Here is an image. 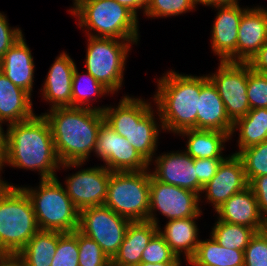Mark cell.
I'll return each instance as SVG.
<instances>
[{"instance_id": "obj_28", "label": "cell", "mask_w": 267, "mask_h": 266, "mask_svg": "<svg viewBox=\"0 0 267 266\" xmlns=\"http://www.w3.org/2000/svg\"><path fill=\"white\" fill-rule=\"evenodd\" d=\"M57 244V231L39 230L15 257L21 266H51Z\"/></svg>"}, {"instance_id": "obj_29", "label": "cell", "mask_w": 267, "mask_h": 266, "mask_svg": "<svg viewBox=\"0 0 267 266\" xmlns=\"http://www.w3.org/2000/svg\"><path fill=\"white\" fill-rule=\"evenodd\" d=\"M238 129V154L241 150L267 140V108L250 109L246 116L233 124L231 137Z\"/></svg>"}, {"instance_id": "obj_10", "label": "cell", "mask_w": 267, "mask_h": 266, "mask_svg": "<svg viewBox=\"0 0 267 266\" xmlns=\"http://www.w3.org/2000/svg\"><path fill=\"white\" fill-rule=\"evenodd\" d=\"M130 220L105 205L80 211L78 230L93 239L112 260L123 242Z\"/></svg>"}, {"instance_id": "obj_7", "label": "cell", "mask_w": 267, "mask_h": 266, "mask_svg": "<svg viewBox=\"0 0 267 266\" xmlns=\"http://www.w3.org/2000/svg\"><path fill=\"white\" fill-rule=\"evenodd\" d=\"M21 188L32 202L40 230L68 233L78 229L80 211L57 177L42 179L35 188Z\"/></svg>"}, {"instance_id": "obj_38", "label": "cell", "mask_w": 267, "mask_h": 266, "mask_svg": "<svg viewBox=\"0 0 267 266\" xmlns=\"http://www.w3.org/2000/svg\"><path fill=\"white\" fill-rule=\"evenodd\" d=\"M244 266H267V237L260 231L244 250Z\"/></svg>"}, {"instance_id": "obj_31", "label": "cell", "mask_w": 267, "mask_h": 266, "mask_svg": "<svg viewBox=\"0 0 267 266\" xmlns=\"http://www.w3.org/2000/svg\"><path fill=\"white\" fill-rule=\"evenodd\" d=\"M255 233L256 231L253 228L217 219L210 236L225 248L244 251Z\"/></svg>"}, {"instance_id": "obj_22", "label": "cell", "mask_w": 267, "mask_h": 266, "mask_svg": "<svg viewBox=\"0 0 267 266\" xmlns=\"http://www.w3.org/2000/svg\"><path fill=\"white\" fill-rule=\"evenodd\" d=\"M266 42L267 12L247 7L238 29L237 62H248Z\"/></svg>"}, {"instance_id": "obj_12", "label": "cell", "mask_w": 267, "mask_h": 266, "mask_svg": "<svg viewBox=\"0 0 267 266\" xmlns=\"http://www.w3.org/2000/svg\"><path fill=\"white\" fill-rule=\"evenodd\" d=\"M216 71L207 76L215 85L226 114L234 124L250 111L247 97L248 63L220 61Z\"/></svg>"}, {"instance_id": "obj_42", "label": "cell", "mask_w": 267, "mask_h": 266, "mask_svg": "<svg viewBox=\"0 0 267 266\" xmlns=\"http://www.w3.org/2000/svg\"><path fill=\"white\" fill-rule=\"evenodd\" d=\"M258 73L267 74V42L247 62Z\"/></svg>"}, {"instance_id": "obj_5", "label": "cell", "mask_w": 267, "mask_h": 266, "mask_svg": "<svg viewBox=\"0 0 267 266\" xmlns=\"http://www.w3.org/2000/svg\"><path fill=\"white\" fill-rule=\"evenodd\" d=\"M39 230L26 192L0 178V256L15 257Z\"/></svg>"}, {"instance_id": "obj_45", "label": "cell", "mask_w": 267, "mask_h": 266, "mask_svg": "<svg viewBox=\"0 0 267 266\" xmlns=\"http://www.w3.org/2000/svg\"><path fill=\"white\" fill-rule=\"evenodd\" d=\"M196 4H203L211 7H223L239 5L238 0H196Z\"/></svg>"}, {"instance_id": "obj_39", "label": "cell", "mask_w": 267, "mask_h": 266, "mask_svg": "<svg viewBox=\"0 0 267 266\" xmlns=\"http://www.w3.org/2000/svg\"><path fill=\"white\" fill-rule=\"evenodd\" d=\"M23 35L20 28H11L4 12H0V59Z\"/></svg>"}, {"instance_id": "obj_36", "label": "cell", "mask_w": 267, "mask_h": 266, "mask_svg": "<svg viewBox=\"0 0 267 266\" xmlns=\"http://www.w3.org/2000/svg\"><path fill=\"white\" fill-rule=\"evenodd\" d=\"M164 238L157 232L142 253L143 263L181 262Z\"/></svg>"}, {"instance_id": "obj_37", "label": "cell", "mask_w": 267, "mask_h": 266, "mask_svg": "<svg viewBox=\"0 0 267 266\" xmlns=\"http://www.w3.org/2000/svg\"><path fill=\"white\" fill-rule=\"evenodd\" d=\"M247 97L250 109L267 108V74L254 71L249 65Z\"/></svg>"}, {"instance_id": "obj_23", "label": "cell", "mask_w": 267, "mask_h": 266, "mask_svg": "<svg viewBox=\"0 0 267 266\" xmlns=\"http://www.w3.org/2000/svg\"><path fill=\"white\" fill-rule=\"evenodd\" d=\"M158 227L150 221L130 222L118 253L111 260V266H137L142 253Z\"/></svg>"}, {"instance_id": "obj_20", "label": "cell", "mask_w": 267, "mask_h": 266, "mask_svg": "<svg viewBox=\"0 0 267 266\" xmlns=\"http://www.w3.org/2000/svg\"><path fill=\"white\" fill-rule=\"evenodd\" d=\"M23 35L0 59V71L17 87L33 92L35 64Z\"/></svg>"}, {"instance_id": "obj_19", "label": "cell", "mask_w": 267, "mask_h": 266, "mask_svg": "<svg viewBox=\"0 0 267 266\" xmlns=\"http://www.w3.org/2000/svg\"><path fill=\"white\" fill-rule=\"evenodd\" d=\"M198 99L197 129L222 131L231 137L233 123L226 114L224 103L208 76H202Z\"/></svg>"}, {"instance_id": "obj_11", "label": "cell", "mask_w": 267, "mask_h": 266, "mask_svg": "<svg viewBox=\"0 0 267 266\" xmlns=\"http://www.w3.org/2000/svg\"><path fill=\"white\" fill-rule=\"evenodd\" d=\"M201 197L190 190L165 184L156 180L150 173V200L148 221L159 227L157 219L158 211L161 215L173 219L202 216V209L199 205Z\"/></svg>"}, {"instance_id": "obj_26", "label": "cell", "mask_w": 267, "mask_h": 266, "mask_svg": "<svg viewBox=\"0 0 267 266\" xmlns=\"http://www.w3.org/2000/svg\"><path fill=\"white\" fill-rule=\"evenodd\" d=\"M178 135L187 136L186 151L193 159H224L222 150L225 143L232 140L230 136L222 131L185 129Z\"/></svg>"}, {"instance_id": "obj_48", "label": "cell", "mask_w": 267, "mask_h": 266, "mask_svg": "<svg viewBox=\"0 0 267 266\" xmlns=\"http://www.w3.org/2000/svg\"><path fill=\"white\" fill-rule=\"evenodd\" d=\"M265 236L267 237V218L264 219V224L262 226V230H261Z\"/></svg>"}, {"instance_id": "obj_8", "label": "cell", "mask_w": 267, "mask_h": 266, "mask_svg": "<svg viewBox=\"0 0 267 266\" xmlns=\"http://www.w3.org/2000/svg\"><path fill=\"white\" fill-rule=\"evenodd\" d=\"M111 172L105 206L134 221H148L150 171Z\"/></svg>"}, {"instance_id": "obj_14", "label": "cell", "mask_w": 267, "mask_h": 266, "mask_svg": "<svg viewBox=\"0 0 267 266\" xmlns=\"http://www.w3.org/2000/svg\"><path fill=\"white\" fill-rule=\"evenodd\" d=\"M111 172L101 165L81 169L66 177V193L79 211L104 205Z\"/></svg>"}, {"instance_id": "obj_30", "label": "cell", "mask_w": 267, "mask_h": 266, "mask_svg": "<svg viewBox=\"0 0 267 266\" xmlns=\"http://www.w3.org/2000/svg\"><path fill=\"white\" fill-rule=\"evenodd\" d=\"M82 75L78 72L76 66L72 77V107L88 108L103 112L106 106H91L90 101L92 102L95 99L91 98L92 96L109 95L111 92L88 72Z\"/></svg>"}, {"instance_id": "obj_49", "label": "cell", "mask_w": 267, "mask_h": 266, "mask_svg": "<svg viewBox=\"0 0 267 266\" xmlns=\"http://www.w3.org/2000/svg\"><path fill=\"white\" fill-rule=\"evenodd\" d=\"M253 9L259 10V11H266L267 12V8H263L261 6H256V7H252Z\"/></svg>"}, {"instance_id": "obj_18", "label": "cell", "mask_w": 267, "mask_h": 266, "mask_svg": "<svg viewBox=\"0 0 267 266\" xmlns=\"http://www.w3.org/2000/svg\"><path fill=\"white\" fill-rule=\"evenodd\" d=\"M75 67L73 59L63 51L49 68L41 94L43 100L51 103L50 109L72 107V77Z\"/></svg>"}, {"instance_id": "obj_46", "label": "cell", "mask_w": 267, "mask_h": 266, "mask_svg": "<svg viewBox=\"0 0 267 266\" xmlns=\"http://www.w3.org/2000/svg\"><path fill=\"white\" fill-rule=\"evenodd\" d=\"M0 266H21L16 257L0 256Z\"/></svg>"}, {"instance_id": "obj_21", "label": "cell", "mask_w": 267, "mask_h": 266, "mask_svg": "<svg viewBox=\"0 0 267 266\" xmlns=\"http://www.w3.org/2000/svg\"><path fill=\"white\" fill-rule=\"evenodd\" d=\"M215 212L220 221L250 227L256 232L262 230L265 219L258 208L256 196L249 186L232 195Z\"/></svg>"}, {"instance_id": "obj_9", "label": "cell", "mask_w": 267, "mask_h": 266, "mask_svg": "<svg viewBox=\"0 0 267 266\" xmlns=\"http://www.w3.org/2000/svg\"><path fill=\"white\" fill-rule=\"evenodd\" d=\"M88 37L86 71L106 87L111 94L122 88L128 52L138 41ZM131 44V45H130Z\"/></svg>"}, {"instance_id": "obj_35", "label": "cell", "mask_w": 267, "mask_h": 266, "mask_svg": "<svg viewBox=\"0 0 267 266\" xmlns=\"http://www.w3.org/2000/svg\"><path fill=\"white\" fill-rule=\"evenodd\" d=\"M196 0H150L144 15L148 18H162L186 14L196 9Z\"/></svg>"}, {"instance_id": "obj_27", "label": "cell", "mask_w": 267, "mask_h": 266, "mask_svg": "<svg viewBox=\"0 0 267 266\" xmlns=\"http://www.w3.org/2000/svg\"><path fill=\"white\" fill-rule=\"evenodd\" d=\"M190 266H244V251L228 249L212 237L201 240L195 255L188 261Z\"/></svg>"}, {"instance_id": "obj_25", "label": "cell", "mask_w": 267, "mask_h": 266, "mask_svg": "<svg viewBox=\"0 0 267 266\" xmlns=\"http://www.w3.org/2000/svg\"><path fill=\"white\" fill-rule=\"evenodd\" d=\"M198 217H188L183 219L168 220L164 225V230L158 227V233L164 238L165 242L177 255H185L188 261L195 255L197 246L200 242L198 238L197 220Z\"/></svg>"}, {"instance_id": "obj_16", "label": "cell", "mask_w": 267, "mask_h": 266, "mask_svg": "<svg viewBox=\"0 0 267 266\" xmlns=\"http://www.w3.org/2000/svg\"><path fill=\"white\" fill-rule=\"evenodd\" d=\"M248 187L244 166L240 157L232 153L220 163L215 176L203 187L208 204L212 203L215 211L232 195Z\"/></svg>"}, {"instance_id": "obj_17", "label": "cell", "mask_w": 267, "mask_h": 266, "mask_svg": "<svg viewBox=\"0 0 267 266\" xmlns=\"http://www.w3.org/2000/svg\"><path fill=\"white\" fill-rule=\"evenodd\" d=\"M218 11L211 29V48L220 61L237 62L240 20L247 9L239 5L214 7Z\"/></svg>"}, {"instance_id": "obj_43", "label": "cell", "mask_w": 267, "mask_h": 266, "mask_svg": "<svg viewBox=\"0 0 267 266\" xmlns=\"http://www.w3.org/2000/svg\"><path fill=\"white\" fill-rule=\"evenodd\" d=\"M119 4L127 7L130 11H132L138 17L139 9L143 11V14L147 10L150 0H115Z\"/></svg>"}, {"instance_id": "obj_41", "label": "cell", "mask_w": 267, "mask_h": 266, "mask_svg": "<svg viewBox=\"0 0 267 266\" xmlns=\"http://www.w3.org/2000/svg\"><path fill=\"white\" fill-rule=\"evenodd\" d=\"M248 186L256 196L261 215L267 218V175L253 178Z\"/></svg>"}, {"instance_id": "obj_33", "label": "cell", "mask_w": 267, "mask_h": 266, "mask_svg": "<svg viewBox=\"0 0 267 266\" xmlns=\"http://www.w3.org/2000/svg\"><path fill=\"white\" fill-rule=\"evenodd\" d=\"M78 254L77 230L68 233L58 232V244L51 266H79Z\"/></svg>"}, {"instance_id": "obj_1", "label": "cell", "mask_w": 267, "mask_h": 266, "mask_svg": "<svg viewBox=\"0 0 267 266\" xmlns=\"http://www.w3.org/2000/svg\"><path fill=\"white\" fill-rule=\"evenodd\" d=\"M42 113L52 131L61 168H78L94 153L103 112L79 107H56Z\"/></svg>"}, {"instance_id": "obj_3", "label": "cell", "mask_w": 267, "mask_h": 266, "mask_svg": "<svg viewBox=\"0 0 267 266\" xmlns=\"http://www.w3.org/2000/svg\"><path fill=\"white\" fill-rule=\"evenodd\" d=\"M157 79V92L153 96L159 113L158 122L164 131L177 135L185 129H197L198 99L202 76L167 71Z\"/></svg>"}, {"instance_id": "obj_15", "label": "cell", "mask_w": 267, "mask_h": 266, "mask_svg": "<svg viewBox=\"0 0 267 266\" xmlns=\"http://www.w3.org/2000/svg\"><path fill=\"white\" fill-rule=\"evenodd\" d=\"M154 158L149 165L154 162L155 169L150 173L156 180L193 191L201 196L203 186L198 182L194 159L186 151L164 152Z\"/></svg>"}, {"instance_id": "obj_24", "label": "cell", "mask_w": 267, "mask_h": 266, "mask_svg": "<svg viewBox=\"0 0 267 266\" xmlns=\"http://www.w3.org/2000/svg\"><path fill=\"white\" fill-rule=\"evenodd\" d=\"M31 95L13 84L0 71V121L9 124L33 118Z\"/></svg>"}, {"instance_id": "obj_4", "label": "cell", "mask_w": 267, "mask_h": 266, "mask_svg": "<svg viewBox=\"0 0 267 266\" xmlns=\"http://www.w3.org/2000/svg\"><path fill=\"white\" fill-rule=\"evenodd\" d=\"M151 102L125 95L118 106L111 105L103 111L105 123L125 137L130 145L148 162L156 155L159 131L164 130L157 122ZM161 127V129H160Z\"/></svg>"}, {"instance_id": "obj_40", "label": "cell", "mask_w": 267, "mask_h": 266, "mask_svg": "<svg viewBox=\"0 0 267 266\" xmlns=\"http://www.w3.org/2000/svg\"><path fill=\"white\" fill-rule=\"evenodd\" d=\"M223 159H194L198 182L204 187L216 174Z\"/></svg>"}, {"instance_id": "obj_44", "label": "cell", "mask_w": 267, "mask_h": 266, "mask_svg": "<svg viewBox=\"0 0 267 266\" xmlns=\"http://www.w3.org/2000/svg\"><path fill=\"white\" fill-rule=\"evenodd\" d=\"M3 122L0 121V174L2 168L6 165V154H7V132L3 130ZM5 164V165H4ZM2 175H0L1 178Z\"/></svg>"}, {"instance_id": "obj_47", "label": "cell", "mask_w": 267, "mask_h": 266, "mask_svg": "<svg viewBox=\"0 0 267 266\" xmlns=\"http://www.w3.org/2000/svg\"><path fill=\"white\" fill-rule=\"evenodd\" d=\"M182 262H162V263H143L140 262L137 266H182Z\"/></svg>"}, {"instance_id": "obj_6", "label": "cell", "mask_w": 267, "mask_h": 266, "mask_svg": "<svg viewBox=\"0 0 267 266\" xmlns=\"http://www.w3.org/2000/svg\"><path fill=\"white\" fill-rule=\"evenodd\" d=\"M69 12L87 36L139 41L138 17L115 0H77Z\"/></svg>"}, {"instance_id": "obj_13", "label": "cell", "mask_w": 267, "mask_h": 266, "mask_svg": "<svg viewBox=\"0 0 267 266\" xmlns=\"http://www.w3.org/2000/svg\"><path fill=\"white\" fill-rule=\"evenodd\" d=\"M95 156L105 162L112 172L141 171L150 169L149 163L133 148L125 137L116 133L105 122L98 131Z\"/></svg>"}, {"instance_id": "obj_34", "label": "cell", "mask_w": 267, "mask_h": 266, "mask_svg": "<svg viewBox=\"0 0 267 266\" xmlns=\"http://www.w3.org/2000/svg\"><path fill=\"white\" fill-rule=\"evenodd\" d=\"M79 266H111V260L102 248L90 237L77 229Z\"/></svg>"}, {"instance_id": "obj_2", "label": "cell", "mask_w": 267, "mask_h": 266, "mask_svg": "<svg viewBox=\"0 0 267 266\" xmlns=\"http://www.w3.org/2000/svg\"><path fill=\"white\" fill-rule=\"evenodd\" d=\"M6 163L13 168L38 171L40 180L56 178L61 170L51 127L43 114L7 125Z\"/></svg>"}, {"instance_id": "obj_32", "label": "cell", "mask_w": 267, "mask_h": 266, "mask_svg": "<svg viewBox=\"0 0 267 266\" xmlns=\"http://www.w3.org/2000/svg\"><path fill=\"white\" fill-rule=\"evenodd\" d=\"M237 155L243 163L248 183L255 177L267 175V140L245 148Z\"/></svg>"}]
</instances>
